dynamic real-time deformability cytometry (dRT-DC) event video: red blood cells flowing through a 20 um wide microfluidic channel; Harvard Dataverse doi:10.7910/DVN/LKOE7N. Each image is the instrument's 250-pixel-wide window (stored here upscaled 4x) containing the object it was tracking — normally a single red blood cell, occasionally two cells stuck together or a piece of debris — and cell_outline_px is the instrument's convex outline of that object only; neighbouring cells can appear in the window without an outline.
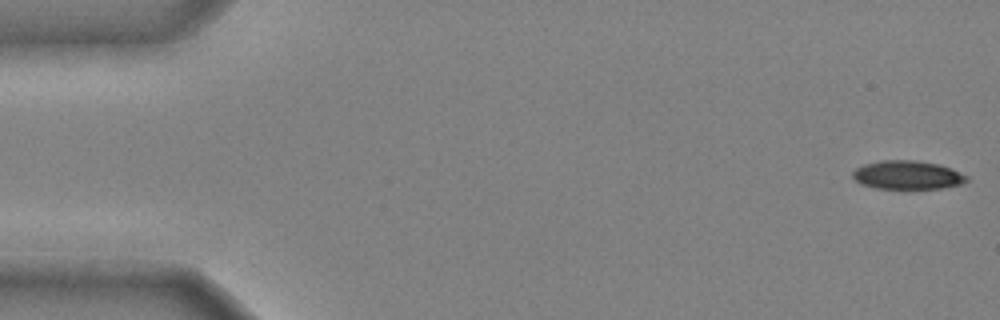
{"species": "common noctule bat (a hibernating species)", "species_latin": "Nyctalus noctula", "temperature_condition": "cold", "stored_images_in_passage": 47, "camera_frame_rate_fps": 3000, "um_per_image_px": 0.085, "animal": {"sex": "male", "body_mass_g": 20.4}, "frame": {"image": 1, "passage_image": 1, "time_ms": 0.0, "image_size_px": [1000, 320], "cell_outline_px": [[968, 180], [960, 184], [940, 188], [876, 188], [860, 184], [852, 176], [852, 172], [856, 168], [864, 164], [880, 160], [916, 160], [940, 164], [952, 168], [968, 176]], "centroid_in_image_um": [77.13, 14.86], "position_along_channel_um": 7.9, "area_um2": 19.02}}
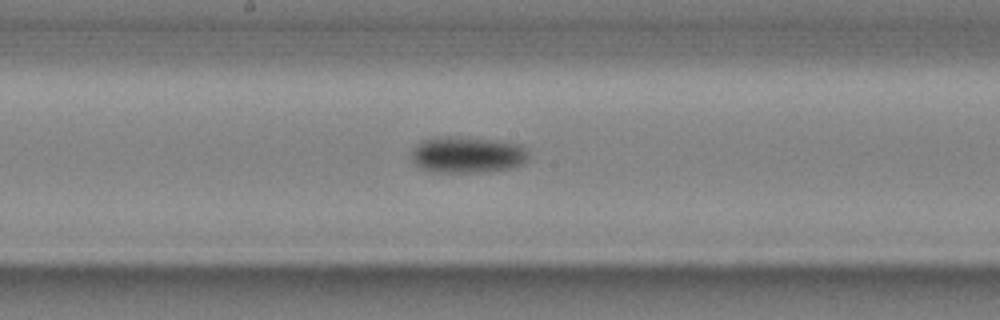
{"frame": {"image": 2, "passage_image": 26, "time_ms": 8.333, "image_size_px": [1000, 320], "cell_outline_px": [[528, 160], [524, 164], [512, 168], [488, 172], [436, 172], [420, 168], [412, 160], [412, 152], [424, 140], [440, 136], [448, 136], [488, 140], [520, 144], [528, 148]], "centroid_in_image_um": [39.79, 13.18], "position_along_channel_um": 208.4, "area_um2": 24.68}}
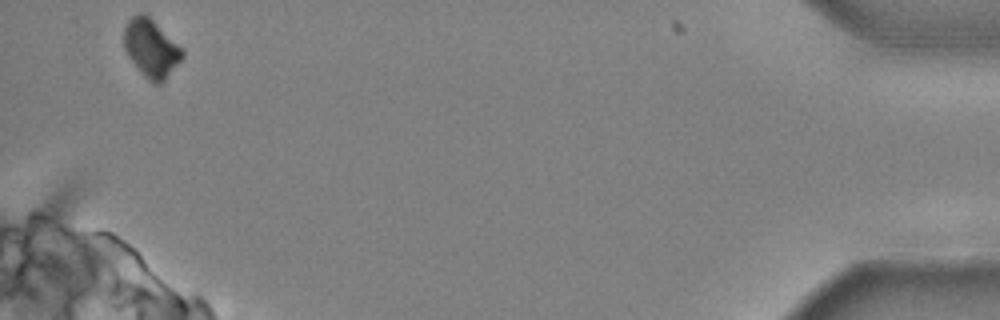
{"frame": {"image": 3, "passage_image": 47, "time_ms": 15.333, "image_size_px": [1000, 320], "cell_outline_px": [[184, 56], [164, 80], [160, 84], [156, 84], [148, 80], [144, 76], [128, 56], [124, 48], [124, 28], [128, 20], [132, 16], [140, 12], [144, 12], [184, 52]], "centroid_in_image_um": [12.8, 4.1], "position_along_channel_um": 422.4, "area_um2": 19.13}, "authors_computed_cell_mechanics": {"area_um2": 21.675, "velocity_mm_per_s": 3.9797, "shape_relaxation_time_tau1_ms": 2.0539, "shape_relaxation_time_tau2_ms": null, "deformation_change_tau1": 0.1447, "deformation_change_tau2": null}}